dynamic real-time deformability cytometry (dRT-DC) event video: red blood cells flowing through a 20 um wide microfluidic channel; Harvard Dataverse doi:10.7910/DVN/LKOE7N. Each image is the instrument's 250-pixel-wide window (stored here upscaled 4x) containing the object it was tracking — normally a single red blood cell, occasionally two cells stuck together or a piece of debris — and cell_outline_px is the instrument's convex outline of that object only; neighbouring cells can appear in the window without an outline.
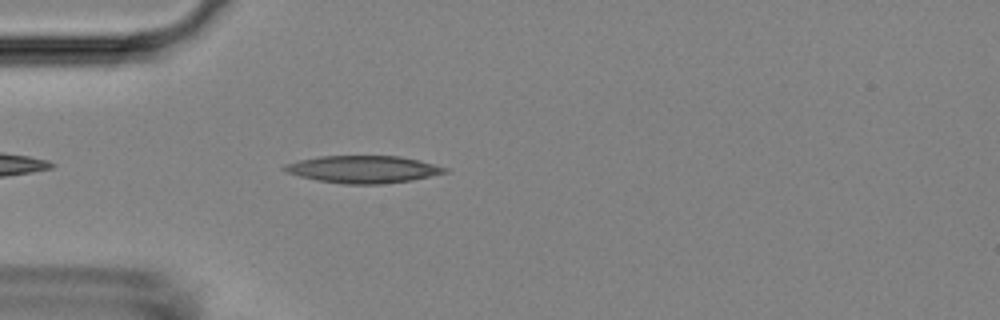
{"species": "Egyptian fruit bat (a non-hibernating species)", "species_latin": "Rousettus aegyptiacus", "temperature_condition": "room temperature", "stored_images_in_passage": 2, "camera_frame_rate_fps": 3000, "um_per_image_px": 0.085, "animal": {"sex": "female"}, "frame": {"image": 1, "passage_image": 2, "time_ms": 0.333, "image_size_px": [1000, 320], "cell_outline_px": [[448, 172], [412, 180], [380, 184], [344, 184], [316, 180], [284, 172], [280, 168], [284, 164], [300, 160], [320, 156], [400, 156], [448, 168]], "centroid_in_image_um": [30.81, 14.39], "position_along_channel_um": 54.2, "area_um2": 25.43}}